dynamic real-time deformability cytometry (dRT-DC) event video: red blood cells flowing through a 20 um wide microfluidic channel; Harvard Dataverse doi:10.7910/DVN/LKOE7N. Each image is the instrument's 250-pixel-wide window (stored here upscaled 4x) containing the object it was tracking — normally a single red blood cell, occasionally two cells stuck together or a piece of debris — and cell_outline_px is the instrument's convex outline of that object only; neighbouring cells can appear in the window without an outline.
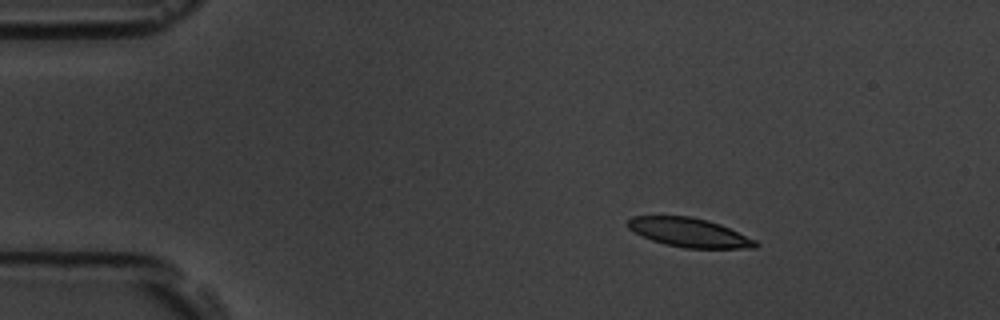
{"species": "common noctule bat (a hibernating species)", "species_latin": "Nyctalus noctula", "temperature_condition": "room temperature", "stored_images_in_passage": 54, "camera_frame_rate_fps": 3000, "um_per_image_px": 0.085, "animal": {"sex": "male", "body_mass_g": 19.5, "forearm_length_mm": 54.6}, "frame": {"image": 1, "passage_image": 8, "time_ms": 2.333, "image_size_px": [1000, 320], "cell_outline_px": [[760, 244], [756, 248], [684, 248], [664, 244], [652, 240], [628, 228], [628, 220], [632, 216], [692, 216], [708, 220], [720, 224], [756, 240]], "centroid_in_image_um": [58.61, 19.76], "position_along_channel_um": 26.4, "area_um2": 21.5}}
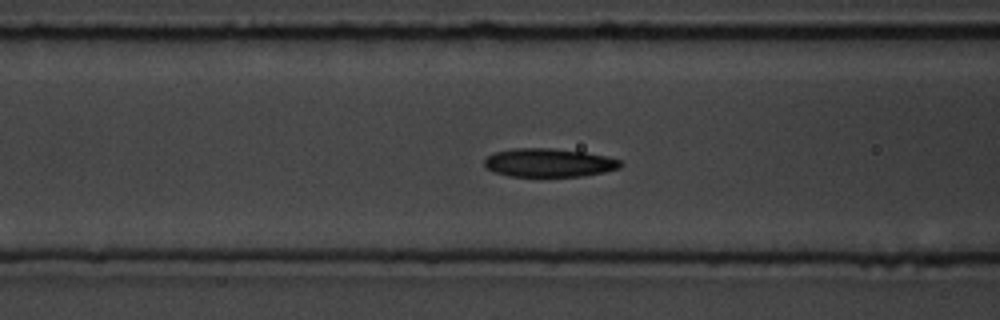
{"frame": {"image": 2, "passage_image": 21, "time_ms": 6.667, "image_size_px": [1000, 320], "cell_outline_px": [[624, 164], [620, 168], [604, 172], [580, 176], [508, 176], [484, 168], [484, 160], [488, 156], [496, 152], [512, 148], [552, 148], [584, 152], [608, 156], [620, 160]], "centroid_in_image_um": [46.67, 13.82], "position_along_channel_um": 119.9, "area_um2": 22.66}}
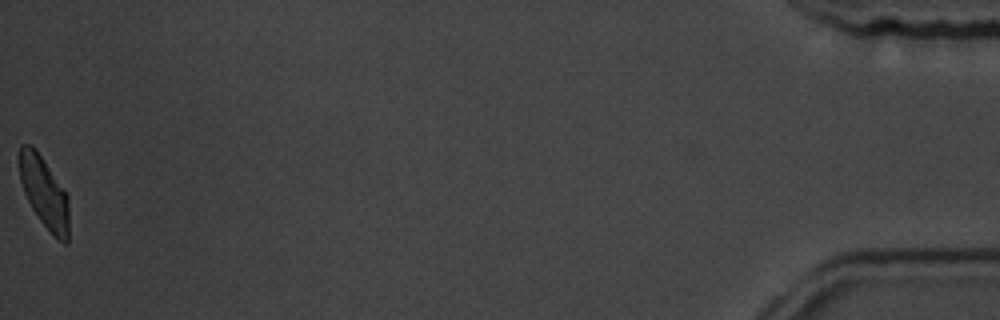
{"frame": {"image": 3, "passage_image": 54, "time_ms": 17.667, "image_size_px": [1000, 320], "cell_outline_px": [[68, 244], [64, 244], [52, 236], [40, 220], [32, 208], [24, 192], [20, 180], [16, 156], [20, 144], [32, 144], [68, 196]], "centroid_in_image_um": [3.71, 16.34], "position_along_channel_um": 431.5, "area_um2": 20.75}, "authors_computed_cell_mechanics": {"area_um2": 22.4842, "velocity_mm_per_s": 3.7427, "shape_relaxation_time_tau1_ms": 2.2519, "shape_relaxation_time_tau2_ms": 3.7417, "deformation_change_tau1": 0.1374, "deformation_change_tau2": 0.106}}